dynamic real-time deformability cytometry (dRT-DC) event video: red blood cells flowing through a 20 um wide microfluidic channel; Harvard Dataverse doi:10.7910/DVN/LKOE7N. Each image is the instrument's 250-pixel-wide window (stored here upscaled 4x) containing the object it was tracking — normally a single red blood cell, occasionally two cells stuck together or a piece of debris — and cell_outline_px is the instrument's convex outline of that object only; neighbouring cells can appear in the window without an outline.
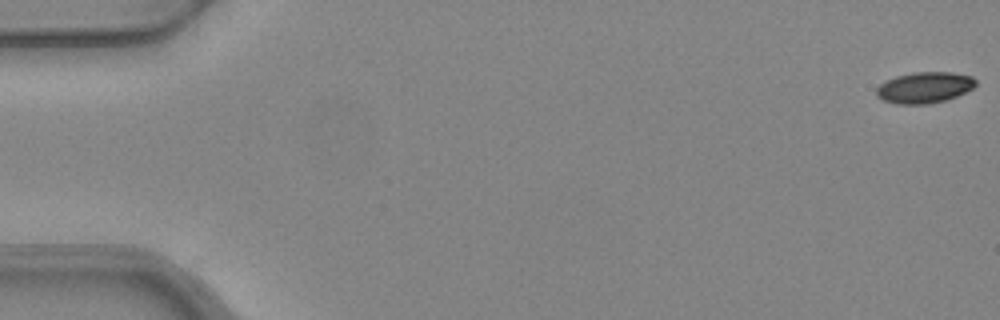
{"species": "common noctule bat (a hibernating species)", "species_latin": "Nyctalus noctula", "temperature_condition": "warm", "stored_images_in_passage": 5, "camera_frame_rate_fps": 3000, "um_per_image_px": 0.085, "animal": {"sex": "female", "body_mass_g": 24.6, "forearm_length_mm": 56.2}, "frame": {"image": 1, "passage_image": 1, "time_ms": 0.0, "image_size_px": [1000, 320], "cell_outline_px": [[976, 84], [972, 88], [956, 96], [944, 100], [928, 104], [896, 104], [884, 100], [876, 96], [876, 88], [880, 84], [896, 76], [912, 72], [952, 72], [972, 76], [976, 80]], "centroid_in_image_um": [78.57, 7.43], "position_along_channel_um": 6.4, "area_um2": 17.92}}
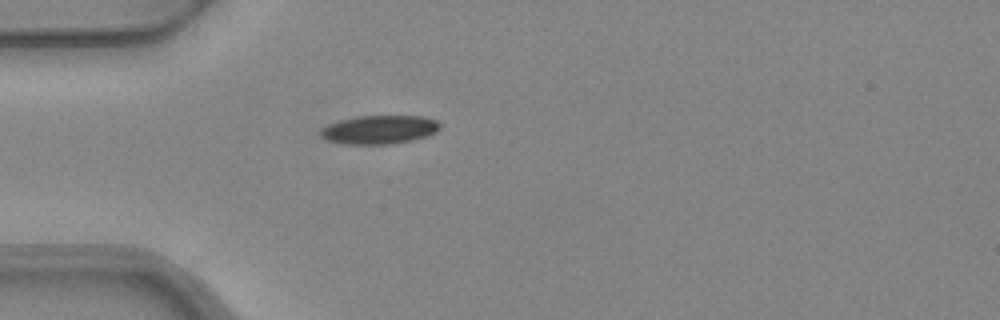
{"frame": {"image": 2, "passage_image": 5, "time_ms": 1.333, "image_size_px": [1000, 320], "cell_outline_px": [[440, 128], [436, 132], [428, 136], [412, 140], [392, 144], [344, 144], [328, 140], [320, 136], [320, 128], [328, 124], [340, 120], [356, 116], [424, 116], [436, 120], [440, 124]], "centroid_in_image_um": [32.24, 11.02], "position_along_channel_um": 52.8, "area_um2": 20.06}}